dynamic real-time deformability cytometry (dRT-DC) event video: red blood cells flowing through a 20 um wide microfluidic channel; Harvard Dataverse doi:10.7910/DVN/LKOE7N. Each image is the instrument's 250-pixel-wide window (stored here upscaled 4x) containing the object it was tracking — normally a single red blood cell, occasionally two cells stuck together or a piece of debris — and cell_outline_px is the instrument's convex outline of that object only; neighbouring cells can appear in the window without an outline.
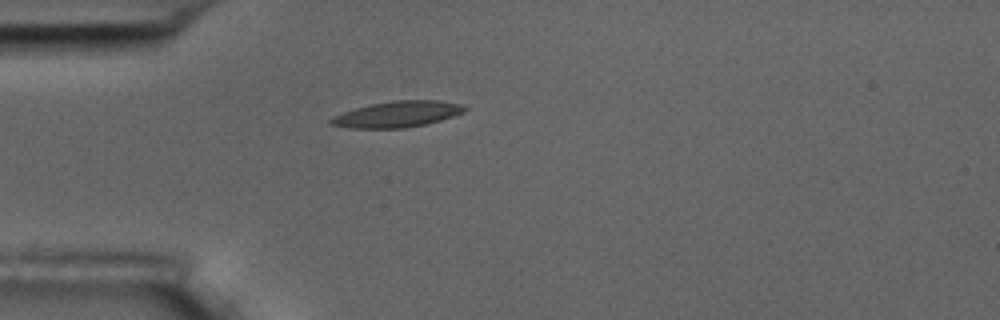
{"species": "common noctule bat (a hibernating species)", "species_latin": "Nyctalus noctula", "temperature_condition": "room temperature", "stored_images_in_passage": 1, "camera_frame_rate_fps": 3000, "um_per_image_px": 0.085, "animal": {"sex": "male", "body_mass_g": 17.5, "forearm_length_mm": 52.3}, "frame": {"image": 1, "passage_image": 1, "time_ms": 0.0, "image_size_px": [1000, 320], "cell_outline_px": [[468, 108], [464, 112], [440, 120], [424, 124], [404, 128], [348, 128], [328, 124], [328, 120], [332, 116], [356, 108], [372, 104], [392, 100], [436, 100], [460, 104]], "centroid_in_image_um": [33.73, 9.71], "position_along_channel_um": 51.3, "area_um2": 20.17}}